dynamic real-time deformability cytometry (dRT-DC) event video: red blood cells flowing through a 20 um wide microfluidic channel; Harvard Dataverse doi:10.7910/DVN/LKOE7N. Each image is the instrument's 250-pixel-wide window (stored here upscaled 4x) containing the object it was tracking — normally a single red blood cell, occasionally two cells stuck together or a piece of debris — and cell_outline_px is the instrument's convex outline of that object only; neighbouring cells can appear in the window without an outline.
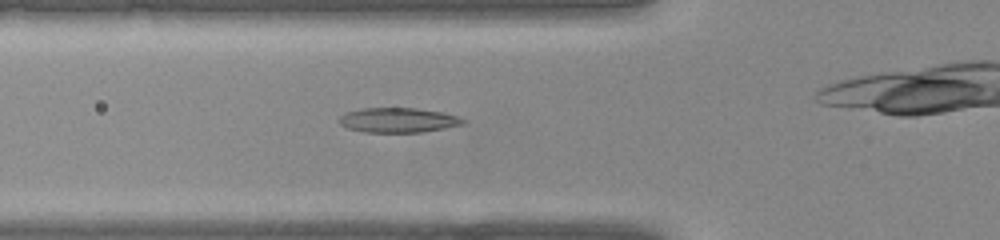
{"species": "common noctule bat (a hibernating species)", "species_latin": "Nyctalus noctula", "temperature_condition": "warm", "stored_images_in_passage": 29, "camera_frame_rate_fps": 3000, "um_per_image_px": 0.085, "animal": {"sex": "female", "body_mass_g": 22.0, "forearm_length_mm": 56.7}, "frame": {"image": 1, "passage_image": 10, "time_ms": 3.0, "image_size_px": [1000, 240], "cell_outline_px": [[468, 120], [464, 124], [444, 128], [420, 132], [364, 132], [348, 128], [340, 124], [336, 120], [340, 116], [348, 112], [364, 108], [416, 108], [440, 112], [456, 116]], "centroid_in_image_um": [33.83, 10.21], "position_along_channel_um": 92.0, "area_um2": 17.74}}
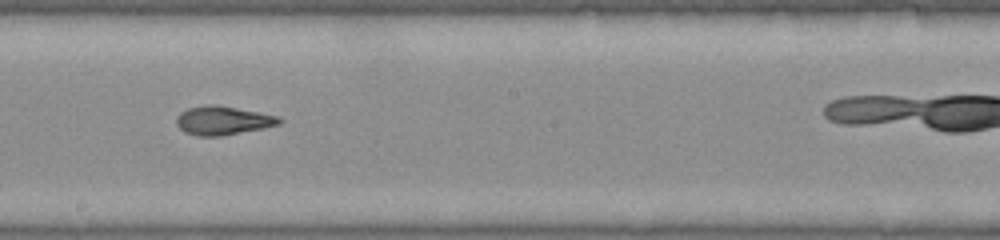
{"frame": {"image": 2, "passage_image": 18, "time_ms": 5.667, "image_size_px": [1000, 240], "cell_outline_px": [[284, 120], [280, 124], [264, 128], [220, 136], [196, 136], [184, 132], [176, 124], [176, 116], [180, 112], [188, 108], [236, 108], [276, 116]], "centroid_in_image_um": [18.95, 10.3], "position_along_channel_um": 229.3, "area_um2": 16.36}}
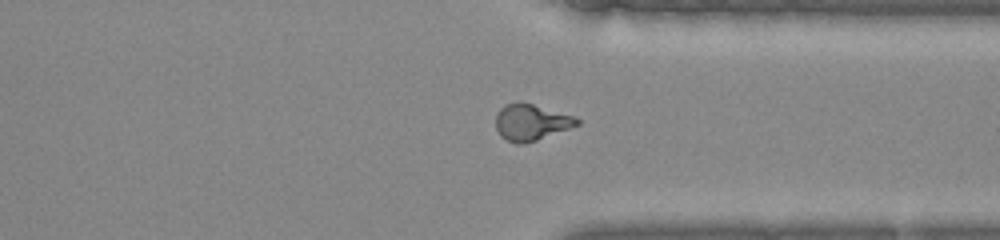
{"frame": {"image": 3, "passage_image": 26, "time_ms": 8.333, "image_size_px": [1000, 240], "cell_outline_px": [[580, 124], [536, 140], [524, 144], [516, 144], [504, 140], [500, 136], [496, 128], [496, 116], [500, 108], [504, 104], [532, 104], [576, 116], [580, 120]], "centroid_in_image_um": [45.14, 10.42], "position_along_channel_um": 366.3, "area_um2": 16.99}}